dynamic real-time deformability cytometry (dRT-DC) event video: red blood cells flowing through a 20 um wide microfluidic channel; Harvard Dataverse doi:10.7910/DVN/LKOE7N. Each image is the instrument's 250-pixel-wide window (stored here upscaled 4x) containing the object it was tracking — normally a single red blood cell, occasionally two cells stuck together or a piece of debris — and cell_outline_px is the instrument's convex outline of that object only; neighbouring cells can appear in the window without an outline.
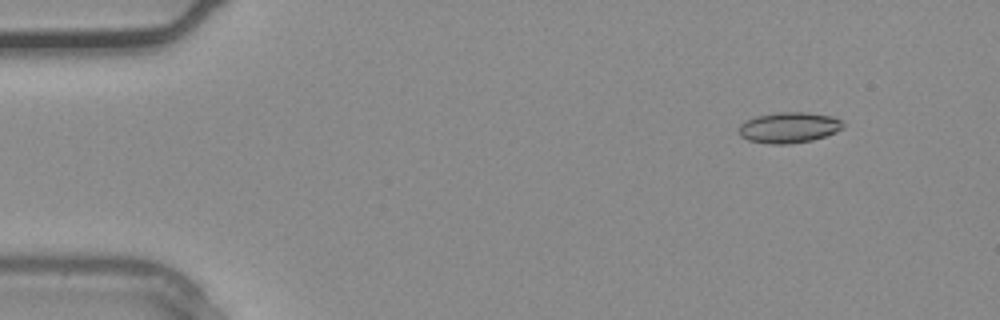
{"species": "common noctule bat (a hibernating species)", "species_latin": "Nyctalus noctula", "temperature_condition": "warm", "stored_images_in_passage": 33, "camera_frame_rate_fps": 3000, "um_per_image_px": 0.085, "animal": {"sex": "male", "body_mass_g": 20.4}, "frame": {"image": 1, "passage_image": 1, "time_ms": 0.0, "image_size_px": [1000, 320], "cell_outline_px": [[844, 128], [836, 132], [812, 140], [788, 144], [768, 144], [748, 140], [740, 136], [736, 132], [740, 124], [744, 120], [756, 116], [780, 112], [804, 112], [832, 116], [840, 120], [844, 124]], "centroid_in_image_um": [67.01, 10.84], "position_along_channel_um": 18.0, "area_um2": 18.84}}
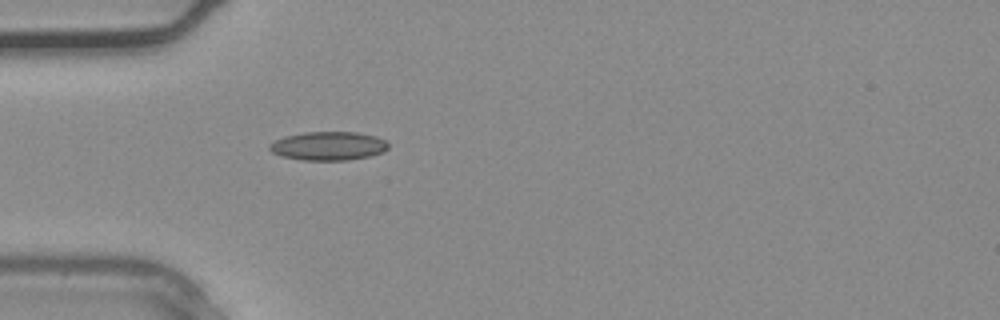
{"frame": {"image": 2, "passage_image": 8, "time_ms": 2.333, "image_size_px": [1000, 320], "cell_outline_px": [[388, 148], [384, 152], [372, 156], [348, 160], [304, 160], [280, 156], [272, 152], [268, 148], [268, 144], [284, 136], [304, 132], [356, 132], [376, 136], [388, 140]], "centroid_in_image_um": [27.93, 12.4], "position_along_channel_um": 57.1, "area_um2": 20.11}}
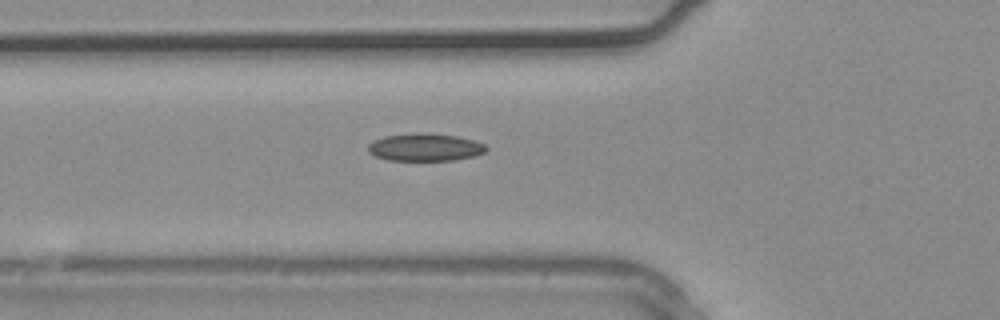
{"frame": {"image": 3, "passage_image": 10, "time_ms": 3.0, "image_size_px": [1000, 320], "cell_outline_px": [[488, 148], [484, 152], [476, 156], [452, 160], [388, 160], [376, 156], [368, 152], [368, 144], [372, 140], [384, 136], [424, 132], [456, 136], [472, 140], [484, 144]], "centroid_in_image_um": [36.11, 12.51], "position_along_channel_um": 89.7, "area_um2": 18.96}}